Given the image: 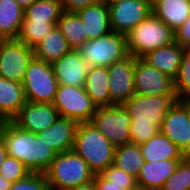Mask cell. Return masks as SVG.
Returning a JSON list of instances; mask_svg holds the SVG:
<instances>
[{
    "label": "cell",
    "instance_id": "6da1fadb",
    "mask_svg": "<svg viewBox=\"0 0 190 190\" xmlns=\"http://www.w3.org/2000/svg\"><path fill=\"white\" fill-rule=\"evenodd\" d=\"M0 138L8 155L21 161L31 173L44 174L58 154L47 146L41 133L24 131L12 121L4 122Z\"/></svg>",
    "mask_w": 190,
    "mask_h": 190
},
{
    "label": "cell",
    "instance_id": "7a4b0ae2",
    "mask_svg": "<svg viewBox=\"0 0 190 190\" xmlns=\"http://www.w3.org/2000/svg\"><path fill=\"white\" fill-rule=\"evenodd\" d=\"M73 150L94 175L101 174L114 161L115 147L91 122L78 124Z\"/></svg>",
    "mask_w": 190,
    "mask_h": 190
},
{
    "label": "cell",
    "instance_id": "3957f363",
    "mask_svg": "<svg viewBox=\"0 0 190 190\" xmlns=\"http://www.w3.org/2000/svg\"><path fill=\"white\" fill-rule=\"evenodd\" d=\"M128 54L142 58L155 49L175 43V30L151 13L128 34Z\"/></svg>",
    "mask_w": 190,
    "mask_h": 190
},
{
    "label": "cell",
    "instance_id": "277c9868",
    "mask_svg": "<svg viewBox=\"0 0 190 190\" xmlns=\"http://www.w3.org/2000/svg\"><path fill=\"white\" fill-rule=\"evenodd\" d=\"M44 174L50 190H68L94 178L86 161L74 150L57 154Z\"/></svg>",
    "mask_w": 190,
    "mask_h": 190
},
{
    "label": "cell",
    "instance_id": "5b68a950",
    "mask_svg": "<svg viewBox=\"0 0 190 190\" xmlns=\"http://www.w3.org/2000/svg\"><path fill=\"white\" fill-rule=\"evenodd\" d=\"M88 67H108L129 56L126 35L110 32L96 39L88 40L78 49Z\"/></svg>",
    "mask_w": 190,
    "mask_h": 190
},
{
    "label": "cell",
    "instance_id": "8992f818",
    "mask_svg": "<svg viewBox=\"0 0 190 190\" xmlns=\"http://www.w3.org/2000/svg\"><path fill=\"white\" fill-rule=\"evenodd\" d=\"M22 84L26 100L35 103H52L59 85L52 65L36 57L27 66Z\"/></svg>",
    "mask_w": 190,
    "mask_h": 190
},
{
    "label": "cell",
    "instance_id": "52a82bcc",
    "mask_svg": "<svg viewBox=\"0 0 190 190\" xmlns=\"http://www.w3.org/2000/svg\"><path fill=\"white\" fill-rule=\"evenodd\" d=\"M176 101V95L134 94L122 106L131 116L130 124L153 123L160 128L165 115Z\"/></svg>",
    "mask_w": 190,
    "mask_h": 190
},
{
    "label": "cell",
    "instance_id": "ba28073f",
    "mask_svg": "<svg viewBox=\"0 0 190 190\" xmlns=\"http://www.w3.org/2000/svg\"><path fill=\"white\" fill-rule=\"evenodd\" d=\"M60 117L75 120L78 123L91 122L97 107L84 87L58 85L52 102Z\"/></svg>",
    "mask_w": 190,
    "mask_h": 190
},
{
    "label": "cell",
    "instance_id": "9c48e42d",
    "mask_svg": "<svg viewBox=\"0 0 190 190\" xmlns=\"http://www.w3.org/2000/svg\"><path fill=\"white\" fill-rule=\"evenodd\" d=\"M91 123L115 148L131 142V116L122 105L97 108Z\"/></svg>",
    "mask_w": 190,
    "mask_h": 190
},
{
    "label": "cell",
    "instance_id": "30bf717a",
    "mask_svg": "<svg viewBox=\"0 0 190 190\" xmlns=\"http://www.w3.org/2000/svg\"><path fill=\"white\" fill-rule=\"evenodd\" d=\"M34 57V48L18 39L0 40V77L22 83Z\"/></svg>",
    "mask_w": 190,
    "mask_h": 190
},
{
    "label": "cell",
    "instance_id": "8fae6325",
    "mask_svg": "<svg viewBox=\"0 0 190 190\" xmlns=\"http://www.w3.org/2000/svg\"><path fill=\"white\" fill-rule=\"evenodd\" d=\"M108 8L111 31L124 35L153 13L148 0H123Z\"/></svg>",
    "mask_w": 190,
    "mask_h": 190
},
{
    "label": "cell",
    "instance_id": "7c38bea8",
    "mask_svg": "<svg viewBox=\"0 0 190 190\" xmlns=\"http://www.w3.org/2000/svg\"><path fill=\"white\" fill-rule=\"evenodd\" d=\"M135 61L136 57L129 55L107 67L112 106L123 105L135 94Z\"/></svg>",
    "mask_w": 190,
    "mask_h": 190
},
{
    "label": "cell",
    "instance_id": "4fadbf2b",
    "mask_svg": "<svg viewBox=\"0 0 190 190\" xmlns=\"http://www.w3.org/2000/svg\"><path fill=\"white\" fill-rule=\"evenodd\" d=\"M135 94L139 95H176L174 80L142 58L135 61Z\"/></svg>",
    "mask_w": 190,
    "mask_h": 190
},
{
    "label": "cell",
    "instance_id": "5bb4252c",
    "mask_svg": "<svg viewBox=\"0 0 190 190\" xmlns=\"http://www.w3.org/2000/svg\"><path fill=\"white\" fill-rule=\"evenodd\" d=\"M160 132L177 145L185 156H190V119L180 101L177 100L165 115Z\"/></svg>",
    "mask_w": 190,
    "mask_h": 190
},
{
    "label": "cell",
    "instance_id": "9a60e30c",
    "mask_svg": "<svg viewBox=\"0 0 190 190\" xmlns=\"http://www.w3.org/2000/svg\"><path fill=\"white\" fill-rule=\"evenodd\" d=\"M59 117L52 103L27 101L12 122L20 129L36 134L47 130Z\"/></svg>",
    "mask_w": 190,
    "mask_h": 190
},
{
    "label": "cell",
    "instance_id": "2e32d148",
    "mask_svg": "<svg viewBox=\"0 0 190 190\" xmlns=\"http://www.w3.org/2000/svg\"><path fill=\"white\" fill-rule=\"evenodd\" d=\"M52 68L59 85L85 86V78L89 67L78 50L71 49L54 62Z\"/></svg>",
    "mask_w": 190,
    "mask_h": 190
},
{
    "label": "cell",
    "instance_id": "e0dca14e",
    "mask_svg": "<svg viewBox=\"0 0 190 190\" xmlns=\"http://www.w3.org/2000/svg\"><path fill=\"white\" fill-rule=\"evenodd\" d=\"M183 159L145 162L136 179L137 186L145 190H161L164 182L176 170Z\"/></svg>",
    "mask_w": 190,
    "mask_h": 190
},
{
    "label": "cell",
    "instance_id": "ac0fdd59",
    "mask_svg": "<svg viewBox=\"0 0 190 190\" xmlns=\"http://www.w3.org/2000/svg\"><path fill=\"white\" fill-rule=\"evenodd\" d=\"M78 122L59 117L47 130L40 132L43 141L58 154L73 150Z\"/></svg>",
    "mask_w": 190,
    "mask_h": 190
},
{
    "label": "cell",
    "instance_id": "d6986e66",
    "mask_svg": "<svg viewBox=\"0 0 190 190\" xmlns=\"http://www.w3.org/2000/svg\"><path fill=\"white\" fill-rule=\"evenodd\" d=\"M184 56V47L178 43L155 49L142 59L171 79H175Z\"/></svg>",
    "mask_w": 190,
    "mask_h": 190
},
{
    "label": "cell",
    "instance_id": "ffe728a7",
    "mask_svg": "<svg viewBox=\"0 0 190 190\" xmlns=\"http://www.w3.org/2000/svg\"><path fill=\"white\" fill-rule=\"evenodd\" d=\"M77 14L84 24L88 40L96 39L112 32L110 28L109 8L102 1L83 8Z\"/></svg>",
    "mask_w": 190,
    "mask_h": 190
},
{
    "label": "cell",
    "instance_id": "44dd1931",
    "mask_svg": "<svg viewBox=\"0 0 190 190\" xmlns=\"http://www.w3.org/2000/svg\"><path fill=\"white\" fill-rule=\"evenodd\" d=\"M27 102L22 83L0 77V117L12 121Z\"/></svg>",
    "mask_w": 190,
    "mask_h": 190
},
{
    "label": "cell",
    "instance_id": "7402d4cb",
    "mask_svg": "<svg viewBox=\"0 0 190 190\" xmlns=\"http://www.w3.org/2000/svg\"><path fill=\"white\" fill-rule=\"evenodd\" d=\"M84 88L97 108L112 106L107 67H89Z\"/></svg>",
    "mask_w": 190,
    "mask_h": 190
},
{
    "label": "cell",
    "instance_id": "603a6c76",
    "mask_svg": "<svg viewBox=\"0 0 190 190\" xmlns=\"http://www.w3.org/2000/svg\"><path fill=\"white\" fill-rule=\"evenodd\" d=\"M140 149L145 162L184 159L186 157L180 148L161 132L140 144Z\"/></svg>",
    "mask_w": 190,
    "mask_h": 190
},
{
    "label": "cell",
    "instance_id": "cb8c5ba5",
    "mask_svg": "<svg viewBox=\"0 0 190 190\" xmlns=\"http://www.w3.org/2000/svg\"><path fill=\"white\" fill-rule=\"evenodd\" d=\"M152 12L176 30L190 15V0H156L152 3Z\"/></svg>",
    "mask_w": 190,
    "mask_h": 190
},
{
    "label": "cell",
    "instance_id": "d4e9b609",
    "mask_svg": "<svg viewBox=\"0 0 190 190\" xmlns=\"http://www.w3.org/2000/svg\"><path fill=\"white\" fill-rule=\"evenodd\" d=\"M70 50L66 38L56 26L34 47V55L52 65Z\"/></svg>",
    "mask_w": 190,
    "mask_h": 190
},
{
    "label": "cell",
    "instance_id": "484cf974",
    "mask_svg": "<svg viewBox=\"0 0 190 190\" xmlns=\"http://www.w3.org/2000/svg\"><path fill=\"white\" fill-rule=\"evenodd\" d=\"M24 19V9L16 0H0V40L17 39Z\"/></svg>",
    "mask_w": 190,
    "mask_h": 190
},
{
    "label": "cell",
    "instance_id": "4316f807",
    "mask_svg": "<svg viewBox=\"0 0 190 190\" xmlns=\"http://www.w3.org/2000/svg\"><path fill=\"white\" fill-rule=\"evenodd\" d=\"M56 26L66 38L71 49L78 50L88 41L84 24L77 13L63 11Z\"/></svg>",
    "mask_w": 190,
    "mask_h": 190
},
{
    "label": "cell",
    "instance_id": "83f0119b",
    "mask_svg": "<svg viewBox=\"0 0 190 190\" xmlns=\"http://www.w3.org/2000/svg\"><path fill=\"white\" fill-rule=\"evenodd\" d=\"M145 159L141 153L140 145L127 143L115 148L113 165L137 179Z\"/></svg>",
    "mask_w": 190,
    "mask_h": 190
},
{
    "label": "cell",
    "instance_id": "f1b7e54d",
    "mask_svg": "<svg viewBox=\"0 0 190 190\" xmlns=\"http://www.w3.org/2000/svg\"><path fill=\"white\" fill-rule=\"evenodd\" d=\"M62 12L61 0H36L24 10L23 21L58 22Z\"/></svg>",
    "mask_w": 190,
    "mask_h": 190
},
{
    "label": "cell",
    "instance_id": "f546056e",
    "mask_svg": "<svg viewBox=\"0 0 190 190\" xmlns=\"http://www.w3.org/2000/svg\"><path fill=\"white\" fill-rule=\"evenodd\" d=\"M56 25L57 22L23 21L17 39L34 48Z\"/></svg>",
    "mask_w": 190,
    "mask_h": 190
},
{
    "label": "cell",
    "instance_id": "4dcf8cb0",
    "mask_svg": "<svg viewBox=\"0 0 190 190\" xmlns=\"http://www.w3.org/2000/svg\"><path fill=\"white\" fill-rule=\"evenodd\" d=\"M177 100L190 98V46L184 48V56L174 79Z\"/></svg>",
    "mask_w": 190,
    "mask_h": 190
},
{
    "label": "cell",
    "instance_id": "1f68e13d",
    "mask_svg": "<svg viewBox=\"0 0 190 190\" xmlns=\"http://www.w3.org/2000/svg\"><path fill=\"white\" fill-rule=\"evenodd\" d=\"M161 190H190V156L180 161L176 170L164 182Z\"/></svg>",
    "mask_w": 190,
    "mask_h": 190
},
{
    "label": "cell",
    "instance_id": "d6a6232c",
    "mask_svg": "<svg viewBox=\"0 0 190 190\" xmlns=\"http://www.w3.org/2000/svg\"><path fill=\"white\" fill-rule=\"evenodd\" d=\"M29 173L31 172L21 161L9 155L0 166V175L12 183L25 178Z\"/></svg>",
    "mask_w": 190,
    "mask_h": 190
},
{
    "label": "cell",
    "instance_id": "836d02e7",
    "mask_svg": "<svg viewBox=\"0 0 190 190\" xmlns=\"http://www.w3.org/2000/svg\"><path fill=\"white\" fill-rule=\"evenodd\" d=\"M9 190H50L45 174L29 173L25 178L11 184Z\"/></svg>",
    "mask_w": 190,
    "mask_h": 190
},
{
    "label": "cell",
    "instance_id": "e575fe53",
    "mask_svg": "<svg viewBox=\"0 0 190 190\" xmlns=\"http://www.w3.org/2000/svg\"><path fill=\"white\" fill-rule=\"evenodd\" d=\"M160 128L153 124H130L131 143L142 144L157 135Z\"/></svg>",
    "mask_w": 190,
    "mask_h": 190
},
{
    "label": "cell",
    "instance_id": "d590c367",
    "mask_svg": "<svg viewBox=\"0 0 190 190\" xmlns=\"http://www.w3.org/2000/svg\"><path fill=\"white\" fill-rule=\"evenodd\" d=\"M101 175L112 184L116 185H137L136 178L126 173L115 165H109Z\"/></svg>",
    "mask_w": 190,
    "mask_h": 190
},
{
    "label": "cell",
    "instance_id": "8d00e7d4",
    "mask_svg": "<svg viewBox=\"0 0 190 190\" xmlns=\"http://www.w3.org/2000/svg\"><path fill=\"white\" fill-rule=\"evenodd\" d=\"M93 183L95 190H130L137 188V185H116L106 180L101 174L94 175Z\"/></svg>",
    "mask_w": 190,
    "mask_h": 190
},
{
    "label": "cell",
    "instance_id": "74e56055",
    "mask_svg": "<svg viewBox=\"0 0 190 190\" xmlns=\"http://www.w3.org/2000/svg\"><path fill=\"white\" fill-rule=\"evenodd\" d=\"M102 0H61L64 12L77 13L83 8L101 2Z\"/></svg>",
    "mask_w": 190,
    "mask_h": 190
},
{
    "label": "cell",
    "instance_id": "f35d334b",
    "mask_svg": "<svg viewBox=\"0 0 190 190\" xmlns=\"http://www.w3.org/2000/svg\"><path fill=\"white\" fill-rule=\"evenodd\" d=\"M175 42L184 48L190 46V15L186 21L175 30Z\"/></svg>",
    "mask_w": 190,
    "mask_h": 190
},
{
    "label": "cell",
    "instance_id": "ab89813d",
    "mask_svg": "<svg viewBox=\"0 0 190 190\" xmlns=\"http://www.w3.org/2000/svg\"><path fill=\"white\" fill-rule=\"evenodd\" d=\"M68 190H95V186L93 181H91L89 183H84Z\"/></svg>",
    "mask_w": 190,
    "mask_h": 190
},
{
    "label": "cell",
    "instance_id": "60d3db41",
    "mask_svg": "<svg viewBox=\"0 0 190 190\" xmlns=\"http://www.w3.org/2000/svg\"><path fill=\"white\" fill-rule=\"evenodd\" d=\"M7 155H8V153L6 151V147L0 138V166L5 161V158L7 157Z\"/></svg>",
    "mask_w": 190,
    "mask_h": 190
},
{
    "label": "cell",
    "instance_id": "b9f144b4",
    "mask_svg": "<svg viewBox=\"0 0 190 190\" xmlns=\"http://www.w3.org/2000/svg\"><path fill=\"white\" fill-rule=\"evenodd\" d=\"M12 182L0 175V189H9Z\"/></svg>",
    "mask_w": 190,
    "mask_h": 190
},
{
    "label": "cell",
    "instance_id": "7bdbcfd3",
    "mask_svg": "<svg viewBox=\"0 0 190 190\" xmlns=\"http://www.w3.org/2000/svg\"><path fill=\"white\" fill-rule=\"evenodd\" d=\"M36 0H16V2L25 10L31 6Z\"/></svg>",
    "mask_w": 190,
    "mask_h": 190
},
{
    "label": "cell",
    "instance_id": "ee69618b",
    "mask_svg": "<svg viewBox=\"0 0 190 190\" xmlns=\"http://www.w3.org/2000/svg\"><path fill=\"white\" fill-rule=\"evenodd\" d=\"M187 109V113L189 115L190 119V98L184 99V100H179Z\"/></svg>",
    "mask_w": 190,
    "mask_h": 190
},
{
    "label": "cell",
    "instance_id": "f6af8a7d",
    "mask_svg": "<svg viewBox=\"0 0 190 190\" xmlns=\"http://www.w3.org/2000/svg\"><path fill=\"white\" fill-rule=\"evenodd\" d=\"M119 1H123V0H102V2L105 3L107 6H110Z\"/></svg>",
    "mask_w": 190,
    "mask_h": 190
},
{
    "label": "cell",
    "instance_id": "bcb514c9",
    "mask_svg": "<svg viewBox=\"0 0 190 190\" xmlns=\"http://www.w3.org/2000/svg\"><path fill=\"white\" fill-rule=\"evenodd\" d=\"M4 122L5 121L0 117V133H1V129L3 127Z\"/></svg>",
    "mask_w": 190,
    "mask_h": 190
},
{
    "label": "cell",
    "instance_id": "7dc6e473",
    "mask_svg": "<svg viewBox=\"0 0 190 190\" xmlns=\"http://www.w3.org/2000/svg\"><path fill=\"white\" fill-rule=\"evenodd\" d=\"M150 3H154L156 0H148Z\"/></svg>",
    "mask_w": 190,
    "mask_h": 190
},
{
    "label": "cell",
    "instance_id": "c3c4849f",
    "mask_svg": "<svg viewBox=\"0 0 190 190\" xmlns=\"http://www.w3.org/2000/svg\"><path fill=\"white\" fill-rule=\"evenodd\" d=\"M130 190H139V187H137V188H132V189H130Z\"/></svg>",
    "mask_w": 190,
    "mask_h": 190
}]
</instances>
